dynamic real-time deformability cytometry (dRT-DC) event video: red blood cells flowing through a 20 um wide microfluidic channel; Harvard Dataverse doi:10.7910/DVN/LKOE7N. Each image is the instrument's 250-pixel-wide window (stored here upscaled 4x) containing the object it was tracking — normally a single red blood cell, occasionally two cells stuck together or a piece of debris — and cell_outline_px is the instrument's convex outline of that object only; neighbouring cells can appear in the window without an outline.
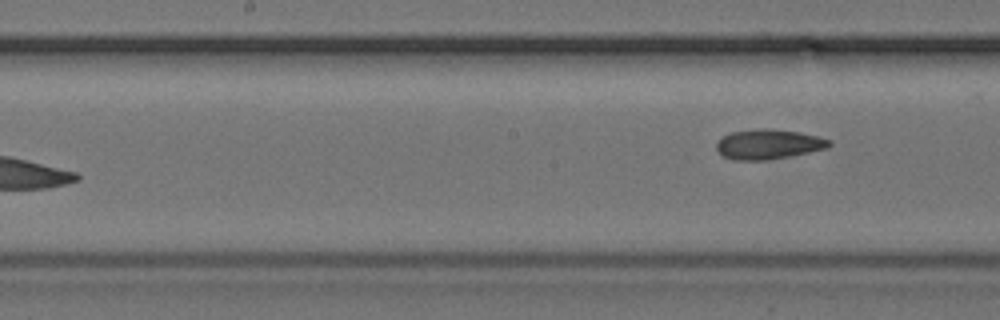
{"species": "common noctule bat (a hibernating species)", "species_latin": "Nyctalus noctula", "temperature_condition": "cold", "stored_images_in_passage": 8, "camera_frame_rate_fps": 3000, "um_per_image_px": 0.085, "animal": {"sex": "female", "body_mass_g": 24.6, "forearm_length_mm": 56.2}, "frame": {"image": 1, "passage_image": 8, "time_ms": 8.333, "image_size_px": [1000, 320], "cell_outline_px": [[832, 144], [828, 148], [768, 160], [732, 160], [724, 156], [716, 148], [716, 144], [724, 136], [732, 132], [756, 128], [764, 128], [800, 132], [820, 136], [832, 140]], "centroid_in_image_um": [65.36, 12.25], "position_along_channel_um": 182.8, "area_um2": 19.59}}